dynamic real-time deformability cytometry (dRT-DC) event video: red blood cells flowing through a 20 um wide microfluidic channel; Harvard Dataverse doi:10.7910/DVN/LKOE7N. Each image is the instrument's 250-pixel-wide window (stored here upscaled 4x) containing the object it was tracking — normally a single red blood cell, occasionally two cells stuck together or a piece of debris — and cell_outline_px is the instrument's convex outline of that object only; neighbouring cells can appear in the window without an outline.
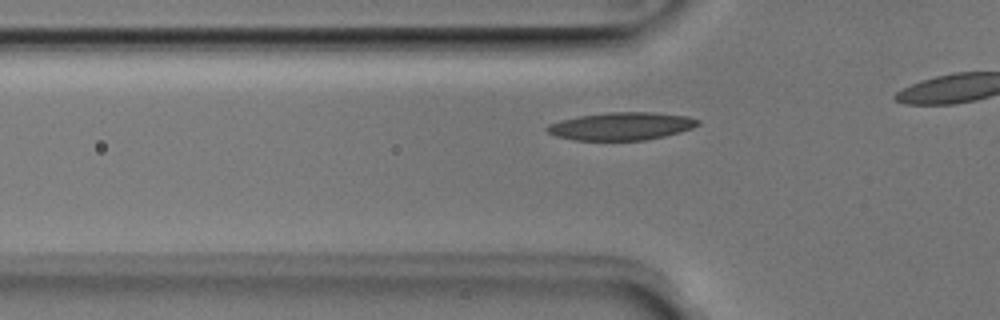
{"species": "Egyptian fruit bat (a non-hibernating species)", "species_latin": "Rousettus aegyptiacus", "temperature_condition": "room temperature", "stored_images_in_passage": 8, "camera_frame_rate_fps": 3000, "um_per_image_px": 0.085, "animal": {"sex": "male"}, "frame": {"image": 1, "passage_image": 2, "time_ms": 0.333, "image_size_px": [1000, 320], "cell_outline_px": [[700, 124], [692, 128], [680, 132], [664, 136], [644, 140], [572, 140], [556, 136], [548, 132], [544, 128], [548, 124], [560, 120], [580, 116], [608, 112], [656, 112], [688, 116], [700, 120]], "centroid_in_image_um": [52.82, 10.72], "position_along_channel_um": 73.0, "area_um2": 24.51}}
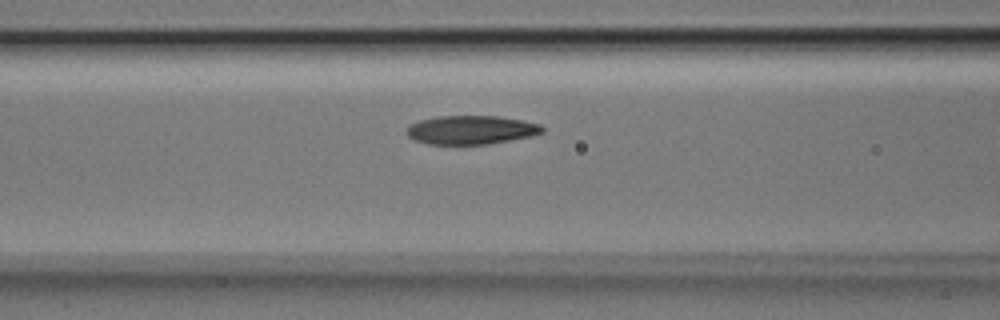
{"frame": {"image": 2, "passage_image": 6, "time_ms": 1.667, "image_size_px": [1000, 320], "cell_outline_px": [[544, 132], [532, 136], [488, 144], [428, 144], [416, 140], [408, 136], [408, 124], [420, 120], [436, 116], [500, 116], [540, 124], [544, 128]], "centroid_in_image_um": [40.05, 11.04], "position_along_channel_um": 126.5, "area_um2": 22.66}}